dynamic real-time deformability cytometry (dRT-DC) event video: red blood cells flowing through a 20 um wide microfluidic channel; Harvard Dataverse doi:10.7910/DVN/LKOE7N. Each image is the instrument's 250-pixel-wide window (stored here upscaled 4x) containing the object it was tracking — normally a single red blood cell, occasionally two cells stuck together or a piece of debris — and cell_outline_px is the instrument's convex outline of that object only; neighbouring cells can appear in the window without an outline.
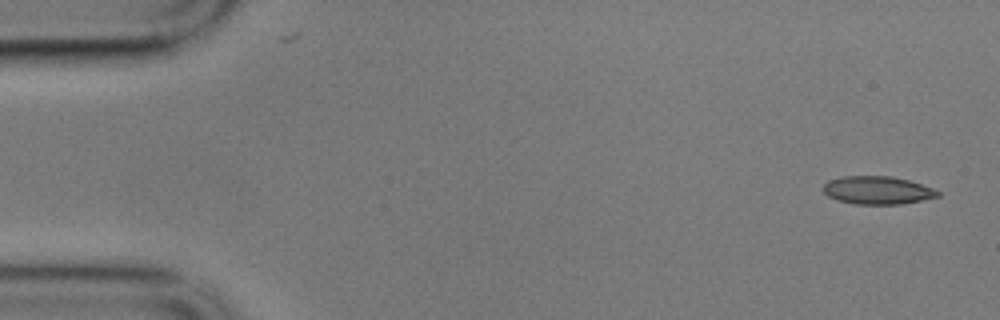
{"species": "common noctule bat (a hibernating species)", "species_latin": "Nyctalus noctula", "temperature_condition": "cold", "stored_images_in_passage": 5, "camera_frame_rate_fps": 3000, "um_per_image_px": 0.085, "animal": {"sex": "male", "body_mass_g": 17.9}, "frame": {"image": 1, "passage_image": 1, "time_ms": 0.0, "image_size_px": [1000, 320], "cell_outline_px": [[940, 196], [900, 204], [856, 204], [836, 200], [828, 196], [824, 192], [824, 184], [828, 180], [844, 176], [892, 176], [908, 180], [932, 188], [940, 192]], "centroid_in_image_um": [74.56, 16.17], "position_along_channel_um": 10.4, "area_um2": 18.55}}
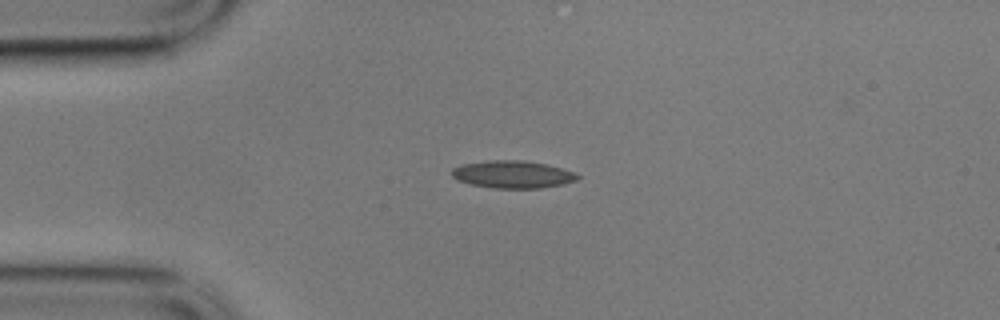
{"frame": {"image": 2, "passage_image": 4, "time_ms": 1.0, "image_size_px": [1000, 320], "cell_outline_px": [[580, 176], [576, 180], [564, 184], [540, 188], [492, 188], [468, 184], [456, 180], [452, 176], [452, 168], [464, 164], [488, 160], [524, 160], [548, 164], [572, 172]], "centroid_in_image_um": [43.54, 14.82], "position_along_channel_um": 41.5, "area_um2": 20.17}}